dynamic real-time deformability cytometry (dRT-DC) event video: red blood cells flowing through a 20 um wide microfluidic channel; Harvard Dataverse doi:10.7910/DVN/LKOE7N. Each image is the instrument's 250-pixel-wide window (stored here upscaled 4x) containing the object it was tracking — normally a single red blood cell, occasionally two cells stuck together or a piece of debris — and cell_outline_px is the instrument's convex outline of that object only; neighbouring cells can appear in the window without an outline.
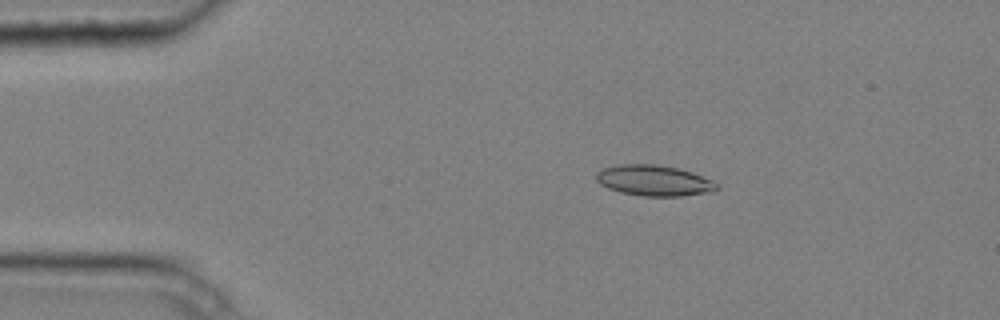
{"species": "common noctule bat (a hibernating species)", "species_latin": "Nyctalus noctula", "temperature_condition": "cold", "stored_images_in_passage": 8, "camera_frame_rate_fps": 3000, "um_per_image_px": 0.085, "animal": {"sex": "male", "body_mass_g": 20.4}, "frame": {"image": 1, "passage_image": 2, "time_ms": 0.333, "image_size_px": [1000, 320], "cell_outline_px": [[720, 188], [712, 192], [680, 196], [644, 196], [620, 192], [608, 188], [600, 184], [596, 180], [596, 172], [604, 168], [620, 164], [656, 164], [676, 168], [692, 172], [712, 180], [720, 184]], "centroid_in_image_um": [55.62, 15.35], "position_along_channel_um": 29.4, "area_um2": 21.68}}
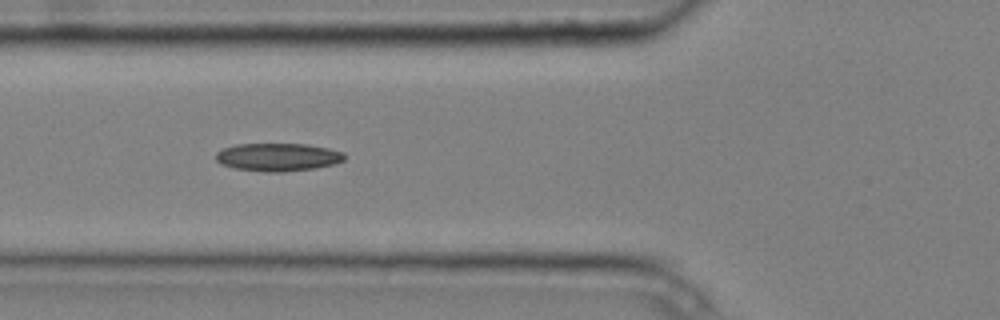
{"frame": {"image": 2, "passage_image": 5, "time_ms": 1.333, "image_size_px": [1000, 320], "cell_outline_px": [[344, 160], [336, 164], [316, 168], [284, 172], [264, 172], [236, 168], [220, 164], [216, 160], [216, 152], [224, 148], [236, 144], [308, 144], [328, 148], [344, 152]], "centroid_in_image_um": [23.64, 13.36], "position_along_channel_um": 102.2, "area_um2": 21.1}}
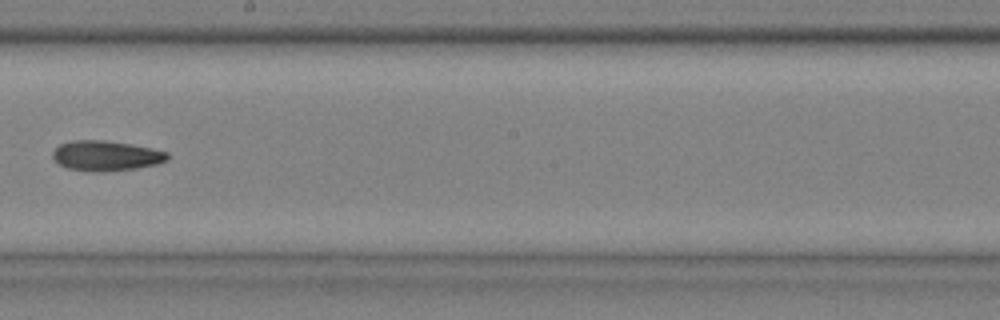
{"frame": {"image": 3, "passage_image": 8, "time_ms": 2.333, "image_size_px": [1000, 320], "cell_outline_px": [[168, 160], [156, 164], [136, 168], [104, 172], [92, 172], [68, 168], [60, 164], [52, 156], [52, 152], [60, 144], [72, 140], [104, 140], [132, 144], [152, 148], [168, 152]], "centroid_in_image_um": [9.02, 13.23], "position_along_channel_um": 239.2, "area_um2": 20.17}}